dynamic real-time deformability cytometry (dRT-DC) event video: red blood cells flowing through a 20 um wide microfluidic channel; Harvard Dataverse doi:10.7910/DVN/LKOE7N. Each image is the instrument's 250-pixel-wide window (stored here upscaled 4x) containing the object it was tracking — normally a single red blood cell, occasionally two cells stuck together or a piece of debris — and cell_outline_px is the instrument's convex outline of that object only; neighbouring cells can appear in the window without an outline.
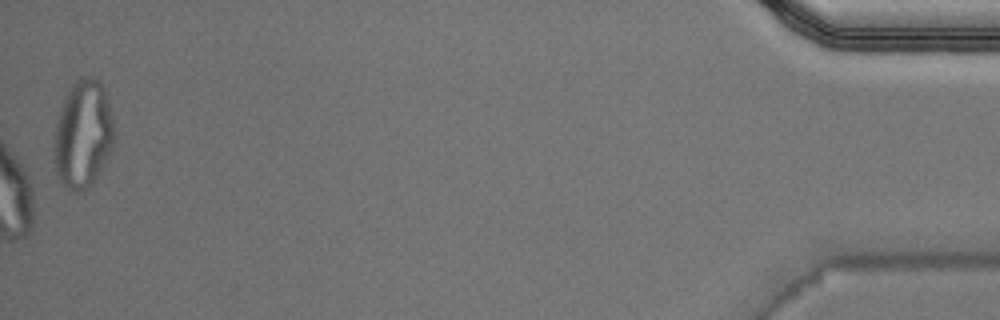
{"species": "Egyptian fruit bat (a non-hibernating species)", "species_latin": "Rousettus aegyptiacus", "temperature_condition": "warm", "stored_images_in_passage": 36, "camera_frame_rate_fps": 3000, "um_per_image_px": 0.085, "animal": {"sex": "male"}, "frame": {"image": 1, "passage_image": 36, "time_ms": 11.667, "image_size_px": [1000, 320], "cell_outline_px": [[116, 140], [112, 152], [96, 176], [80, 192], [68, 192], [60, 184], [56, 172], [52, 148], [56, 120], [64, 96], [72, 84], [76, 80], [84, 76], [96, 76], [104, 88], [108, 100], [112, 116]], "centroid_in_image_um": [7.04, 11.4], "position_along_channel_um": 428.2, "area_um2": 38.67}, "authors_computed_cell_mechanics": {"area_um2": 23.3512, "velocity_mm_per_s": 4.023, "shape_relaxation_time_tau1_ms": 8.5068, "shape_relaxation_time_tau2_ms": 1.7764, "deformation_change_tau1": 0.2724, "deformation_change_tau2": 0.1036}}